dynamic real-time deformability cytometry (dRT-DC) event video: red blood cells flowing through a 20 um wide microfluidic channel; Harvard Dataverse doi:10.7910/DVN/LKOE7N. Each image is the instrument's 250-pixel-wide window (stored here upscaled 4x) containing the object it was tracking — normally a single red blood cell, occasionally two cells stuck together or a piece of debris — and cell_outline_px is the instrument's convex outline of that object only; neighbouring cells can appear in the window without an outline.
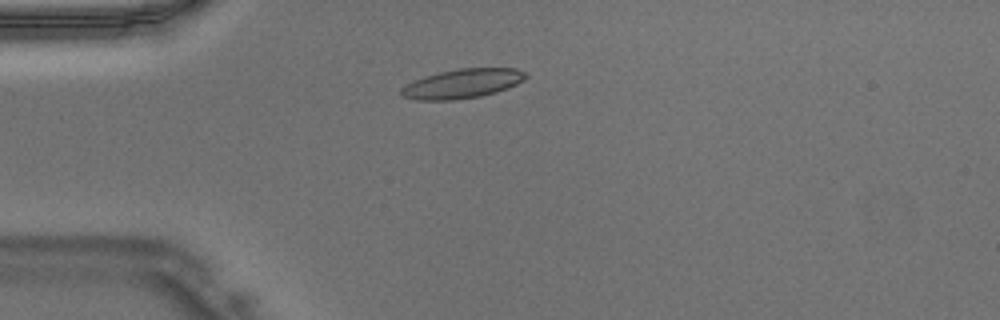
{"species": "Egyptian fruit bat (a non-hibernating species)", "species_latin": "Rousettus aegyptiacus", "temperature_condition": "warm", "stored_images_in_passage": 35, "camera_frame_rate_fps": 3000, "um_per_image_px": 0.085, "animal": {"sex": "male"}, "frame": {"image": 1, "passage_image": 1, "time_ms": 0.0, "image_size_px": [1000, 320], "cell_outline_px": [[528, 76], [524, 80], [508, 88], [496, 92], [480, 96], [452, 100], [416, 100], [404, 96], [400, 92], [400, 88], [424, 76], [440, 72], [460, 68], [516, 68], [528, 72]], "centroid_in_image_um": [39.35, 7.1], "position_along_channel_um": 45.6, "area_um2": 21.21}}
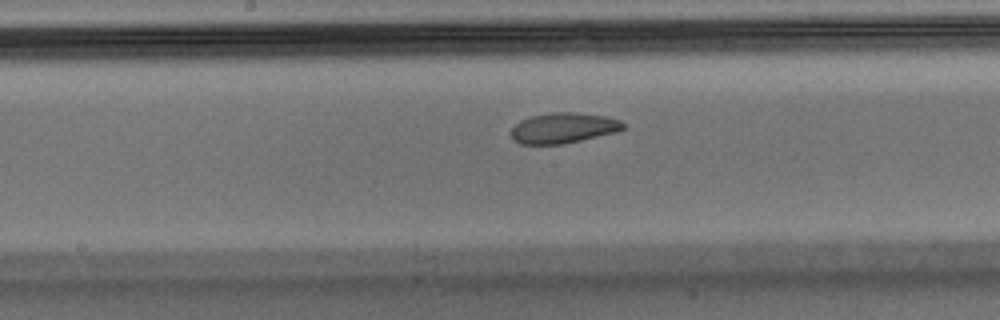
{"frame": {"image": 2, "passage_image": 13, "time_ms": 4.0, "image_size_px": [1000, 320], "cell_outline_px": [[624, 128], [616, 132], [564, 144], [520, 144], [512, 140], [512, 128], [520, 120], [532, 116], [556, 112], [576, 112], [608, 116], [620, 120], [624, 124]], "centroid_in_image_um": [47.89, 10.88], "position_along_channel_um": 200.3, "area_um2": 19.88}}
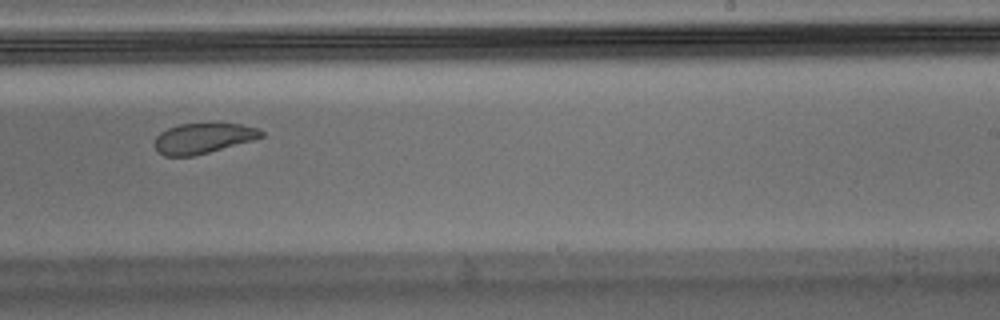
{"frame": {"image": 3, "passage_image": 18, "time_ms": 5.667, "image_size_px": [1000, 320], "cell_outline_px": [[264, 136], [252, 140], [208, 152], [192, 156], [164, 156], [156, 152], [156, 136], [160, 132], [168, 128], [180, 124], [240, 124], [260, 128], [264, 132]], "centroid_in_image_um": [17.26, 11.75], "position_along_channel_um": 271.7, "area_um2": 18.61}}